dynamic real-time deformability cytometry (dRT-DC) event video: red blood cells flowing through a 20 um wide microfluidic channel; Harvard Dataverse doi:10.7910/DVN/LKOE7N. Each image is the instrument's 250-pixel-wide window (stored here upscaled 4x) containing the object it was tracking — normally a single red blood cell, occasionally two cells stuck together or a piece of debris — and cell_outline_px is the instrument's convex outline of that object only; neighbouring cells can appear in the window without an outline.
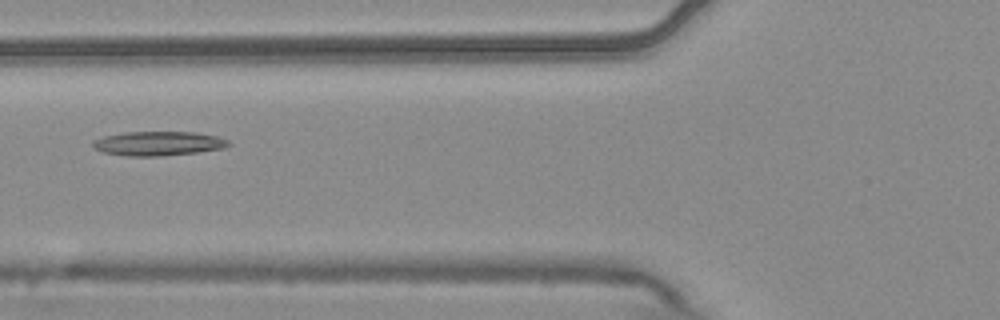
{"species": "common noctule bat (a hibernating species)", "species_latin": "Nyctalus noctula", "temperature_condition": "warm", "stored_images_in_passage": 2, "camera_frame_rate_fps": 3000, "um_per_image_px": 0.085, "animal": {"sex": "male", "body_mass_g": 20.4}, "frame": {"image": 1, "passage_image": 2, "time_ms": 0.333, "image_size_px": [1000, 320], "cell_outline_px": [[232, 144], [224, 148], [196, 152], [160, 156], [124, 156], [104, 152], [96, 148], [92, 144], [92, 140], [104, 136], [124, 132], [196, 132], [216, 136], [228, 140]], "centroid_in_image_um": [13.46, 12.19], "position_along_channel_um": 112.3, "area_um2": 19.13}}